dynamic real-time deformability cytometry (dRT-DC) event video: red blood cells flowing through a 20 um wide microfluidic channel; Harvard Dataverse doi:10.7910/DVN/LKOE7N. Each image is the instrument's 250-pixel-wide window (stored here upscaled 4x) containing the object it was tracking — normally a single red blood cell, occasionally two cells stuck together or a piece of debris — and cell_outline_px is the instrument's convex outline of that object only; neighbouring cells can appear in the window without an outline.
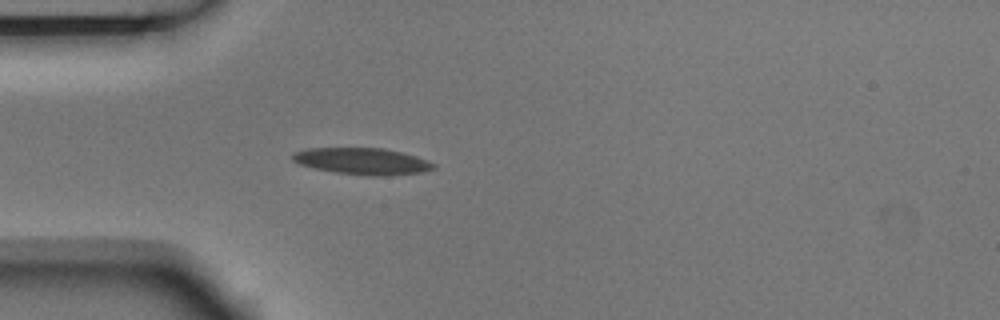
{"species": "Egyptian fruit bat (a non-hibernating species)", "species_latin": "Rousettus aegyptiacus", "temperature_condition": "room temperature", "stored_images_in_passage": 5, "camera_frame_rate_fps": 3000, "um_per_image_px": 0.085, "animal": {"sex": "male"}, "frame": {"image": 1, "passage_image": 5, "time_ms": 1.333, "image_size_px": [1000, 320], "cell_outline_px": [[436, 168], [420, 172], [384, 176], [372, 176], [336, 172], [316, 168], [300, 164], [292, 160], [292, 152], [304, 148], [384, 148], [416, 156], [428, 160], [436, 164]], "centroid_in_image_um": [30.79, 13.69], "position_along_channel_um": 54.2, "area_um2": 21.79}}